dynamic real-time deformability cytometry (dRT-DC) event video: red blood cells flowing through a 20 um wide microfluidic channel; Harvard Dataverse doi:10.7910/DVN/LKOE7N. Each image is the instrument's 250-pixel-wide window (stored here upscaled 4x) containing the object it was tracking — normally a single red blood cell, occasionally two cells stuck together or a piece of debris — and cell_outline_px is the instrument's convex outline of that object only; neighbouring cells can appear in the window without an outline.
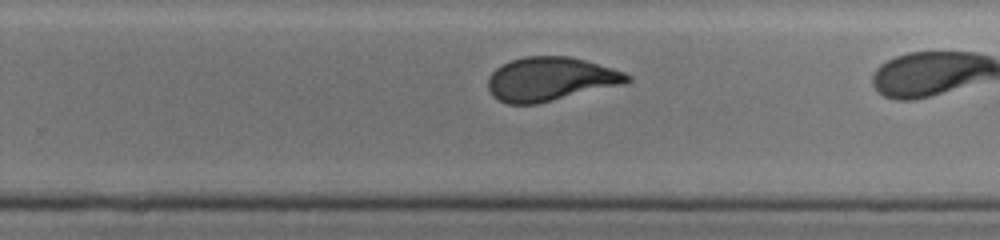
{"species": "human", "species_latin": "Homo sapiens", "temperature_condition": "cold", "stored_images_in_passage": 26, "camera_frame_rate_fps": 3000, "um_per_image_px": 0.085, "donor": {"sex": "male"}, "frame": {"image": 1, "passage_image": 19, "time_ms": 6.0, "image_size_px": [1000, 240], "cell_outline_px": [[632, 80], [628, 84], [536, 104], [508, 104], [492, 96], [488, 88], [488, 76], [496, 68], [512, 60], [528, 56], [568, 56], [584, 60], [612, 68], [624, 72], [632, 76]], "centroid_in_image_um": [46.83, 6.73], "position_along_channel_um": 283.0, "area_um2": 35.66}}
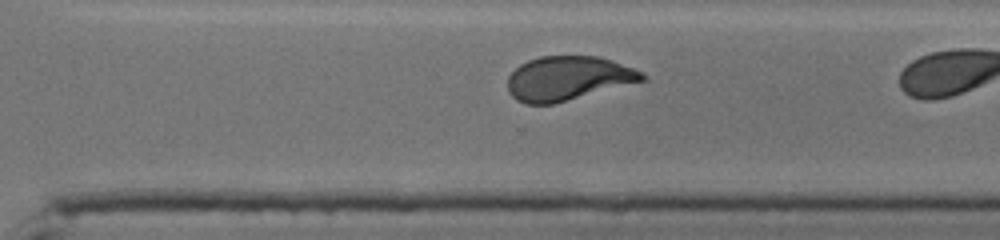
{"frame": {"image": 2, "passage_image": 22, "time_ms": 7.0, "image_size_px": [1000, 240], "cell_outline_px": [[648, 80], [552, 104], [524, 104], [516, 100], [508, 92], [508, 76], [520, 64], [528, 60], [540, 56], [596, 56], [612, 60], [644, 72], [648, 76]], "centroid_in_image_um": [48.31, 6.66], "position_along_channel_um": 322.3, "area_um2": 34.85}}